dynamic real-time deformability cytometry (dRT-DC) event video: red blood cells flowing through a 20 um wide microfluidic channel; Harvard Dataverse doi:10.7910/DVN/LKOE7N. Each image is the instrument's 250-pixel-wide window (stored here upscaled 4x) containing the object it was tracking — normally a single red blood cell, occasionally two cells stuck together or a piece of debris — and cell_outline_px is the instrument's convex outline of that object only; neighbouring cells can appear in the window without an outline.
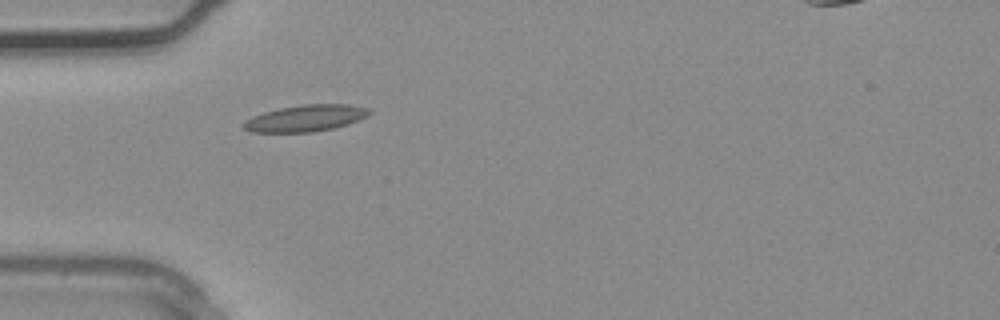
{"species": "common noctule bat (a hibernating species)", "species_latin": "Nyctalus noctula", "temperature_condition": "warm", "stored_images_in_passage": 1, "camera_frame_rate_fps": 3000, "um_per_image_px": 0.085, "animal": {"sex": "male", "body_mass_g": 20.4}, "frame": {"image": 1, "passage_image": 1, "time_ms": 0.0, "image_size_px": [1000, 320], "cell_outline_px": [[372, 112], [368, 116], [348, 124], [332, 128], [312, 132], [252, 132], [244, 128], [244, 124], [252, 116], [264, 112], [280, 108], [304, 104], [348, 104], [368, 108]], "centroid_in_image_um": [26.02, 10.04], "position_along_channel_um": 59.0, "area_um2": 19.25}}